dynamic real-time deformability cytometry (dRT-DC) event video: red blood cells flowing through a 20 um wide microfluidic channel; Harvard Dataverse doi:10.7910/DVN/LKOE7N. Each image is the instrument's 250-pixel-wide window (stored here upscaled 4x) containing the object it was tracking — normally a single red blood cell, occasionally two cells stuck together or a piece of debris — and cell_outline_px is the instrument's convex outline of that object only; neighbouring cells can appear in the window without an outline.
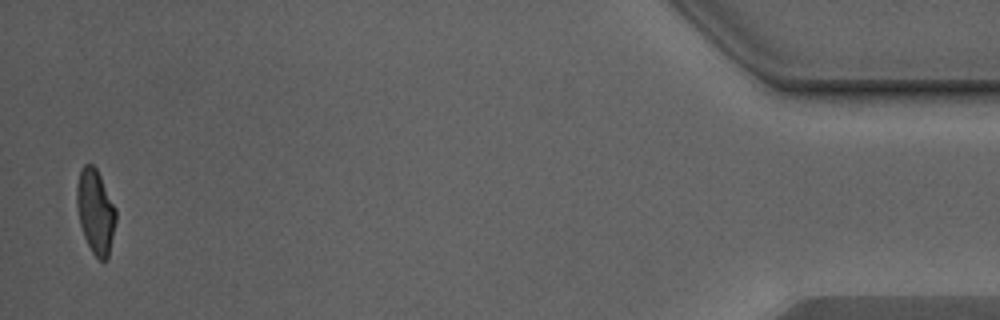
{"species": "Egyptian fruit bat (a non-hibernating species)", "species_latin": "Rousettus aegyptiacus", "temperature_condition": "warm", "stored_images_in_passage": 39, "camera_frame_rate_fps": 3000, "um_per_image_px": 0.085, "animal": {"sex": "male"}, "frame": {"image": 1, "passage_image": 39, "time_ms": 12.667, "image_size_px": [1000, 320], "cell_outline_px": [[116, 220], [108, 256], [104, 260], [100, 260], [92, 252], [84, 236], [80, 224], [76, 208], [76, 184], [80, 172], [84, 164], [92, 164], [96, 168], [116, 208]], "centroid_in_image_um": [8.1, 17.95], "position_along_channel_um": 427.1, "area_um2": 19.07}}